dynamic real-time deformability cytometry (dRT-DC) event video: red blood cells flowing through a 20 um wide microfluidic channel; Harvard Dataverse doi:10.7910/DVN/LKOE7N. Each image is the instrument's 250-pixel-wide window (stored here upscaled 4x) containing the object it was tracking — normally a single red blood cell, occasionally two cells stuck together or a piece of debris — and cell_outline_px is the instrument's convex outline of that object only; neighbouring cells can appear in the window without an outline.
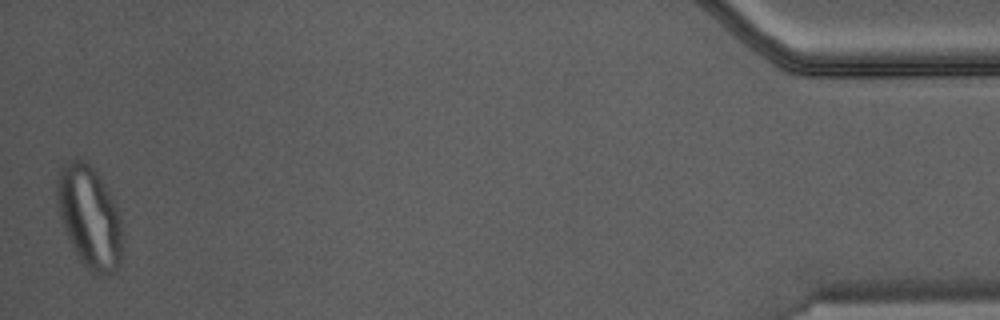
{"species": "Egyptian fruit bat (a non-hibernating species)", "species_latin": "Rousettus aegyptiacus", "temperature_condition": "warm", "stored_images_in_passage": 36, "camera_frame_rate_fps": 3000, "um_per_image_px": 0.085, "animal": {"sex": "male"}, "frame": {"image": 1, "passage_image": 36, "time_ms": 11.667, "image_size_px": [1000, 320], "cell_outline_px": [[124, 248], [120, 264], [108, 276], [100, 276], [88, 268], [76, 256], [72, 248], [60, 220], [56, 204], [56, 180], [60, 168], [64, 164], [72, 160], [80, 160], [88, 164], [100, 176], [120, 216], [124, 236]], "centroid_in_image_um": [7.61, 18.5], "position_along_channel_um": 427.6, "area_um2": 39.36}}